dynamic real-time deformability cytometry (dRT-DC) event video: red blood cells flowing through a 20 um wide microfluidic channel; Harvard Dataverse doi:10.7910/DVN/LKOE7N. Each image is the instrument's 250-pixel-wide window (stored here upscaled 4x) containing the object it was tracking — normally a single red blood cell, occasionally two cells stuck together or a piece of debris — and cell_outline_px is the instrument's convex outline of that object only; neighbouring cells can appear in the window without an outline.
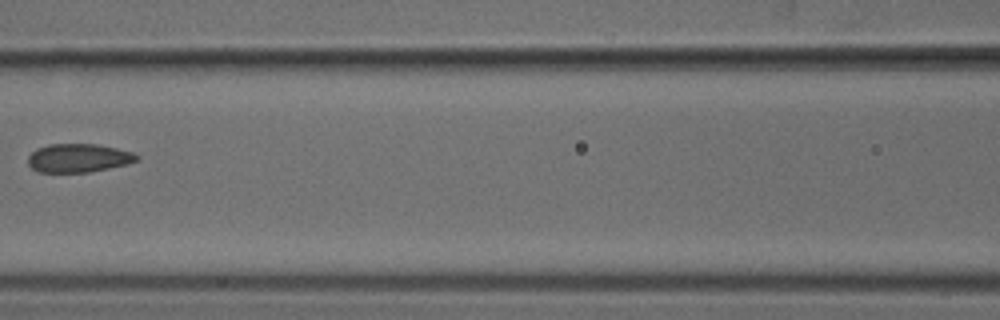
{"species": "common noctule bat (a hibernating species)", "species_latin": "Nyctalus noctula", "temperature_condition": "cold", "stored_images_in_passage": 6, "camera_frame_rate_fps": 3000, "um_per_image_px": 0.085, "animal": {"sex": "male", "body_mass_g": 18.8}, "frame": {"image": 1, "passage_image": 6, "time_ms": 5.667, "image_size_px": [1000, 320], "cell_outline_px": [[140, 160], [128, 164], [88, 172], [36, 172], [28, 164], [28, 156], [36, 148], [48, 144], [96, 144], [116, 148], [132, 152], [140, 156]], "centroid_in_image_um": [6.67, 13.43], "position_along_channel_um": 159.9, "area_um2": 18.21}}